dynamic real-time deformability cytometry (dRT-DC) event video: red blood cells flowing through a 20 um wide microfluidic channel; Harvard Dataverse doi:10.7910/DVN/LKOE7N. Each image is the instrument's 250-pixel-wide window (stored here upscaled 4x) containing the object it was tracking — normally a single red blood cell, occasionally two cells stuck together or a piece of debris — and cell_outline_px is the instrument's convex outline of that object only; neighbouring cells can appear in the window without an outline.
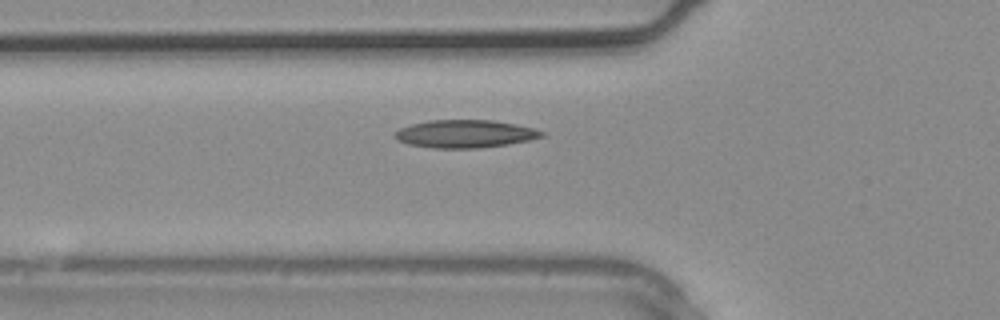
{"species": "common noctule bat (a hibernating species)", "species_latin": "Nyctalus noctula", "temperature_condition": "warm", "stored_images_in_passage": 4, "camera_frame_rate_fps": 3000, "um_per_image_px": 0.085, "animal": {"sex": "male", "body_mass_g": 20.4}, "frame": {"image": 1, "passage_image": 4, "time_ms": 1.0, "image_size_px": [1000, 320], "cell_outline_px": [[544, 136], [528, 140], [508, 144], [476, 148], [436, 148], [408, 144], [396, 140], [396, 132], [400, 128], [412, 124], [428, 120], [492, 120], [516, 124], [532, 128], [544, 132]], "centroid_in_image_um": [39.52, 11.37], "position_along_channel_um": 86.3, "area_um2": 23.58}}